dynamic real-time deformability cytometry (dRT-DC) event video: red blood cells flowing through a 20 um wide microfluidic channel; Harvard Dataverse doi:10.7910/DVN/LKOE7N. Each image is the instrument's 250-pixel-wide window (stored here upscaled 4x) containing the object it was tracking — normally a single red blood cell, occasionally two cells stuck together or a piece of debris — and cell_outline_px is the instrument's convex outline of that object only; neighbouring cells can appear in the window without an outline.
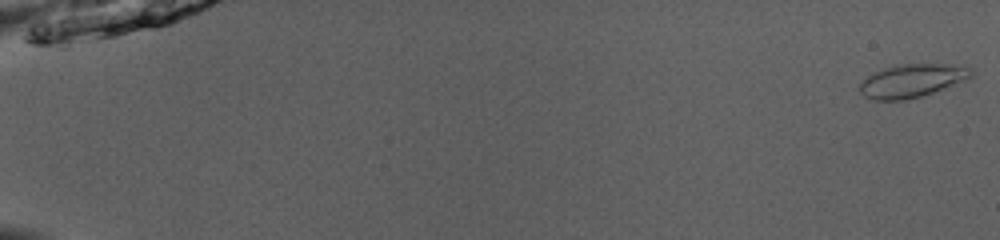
{"species": "common noctule bat (a hibernating species)", "species_latin": "Nyctalus noctula", "temperature_condition": "room temperature", "stored_images_in_passage": 52, "camera_frame_rate_fps": 3000, "um_per_image_px": 0.085, "animal": {"sex": "male", "body_mass_g": 13.0, "forearm_length_mm": 53.1}, "frame": {"image": 1, "passage_image": 1, "time_ms": 0.0, "image_size_px": [1000, 240], "cell_outline_px": [[972, 76], [968, 80], [920, 96], [904, 100], [876, 100], [864, 96], [860, 92], [860, 84], [868, 76], [884, 68], [896, 64], [944, 64], [972, 68]], "centroid_in_image_um": [77.53, 6.86], "position_along_channel_um": 7.5, "area_um2": 21.33}}
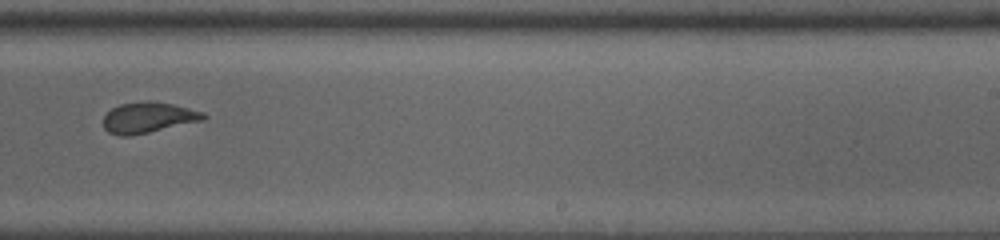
{"frame": {"image": 2, "passage_image": 35, "time_ms": 11.333, "image_size_px": [1000, 240], "cell_outline_px": [[208, 116], [204, 120], [148, 132], [128, 136], [120, 136], [108, 132], [104, 128], [104, 116], [112, 108], [120, 104], [148, 100], [172, 104], [204, 112]], "centroid_in_image_um": [12.6, 9.98], "position_along_channel_um": 276.4, "area_um2": 17.8}}
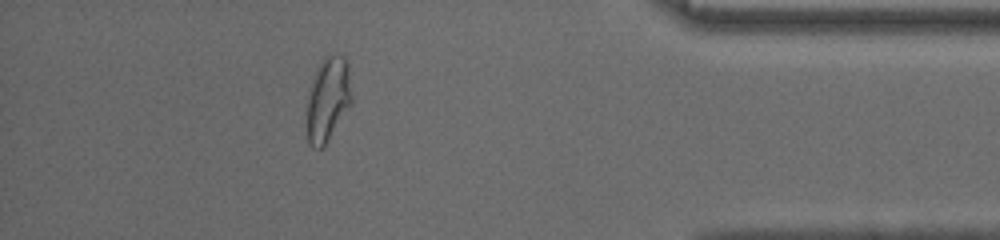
{"frame": {"image": 3, "passage_image": 47, "time_ms": 15.333, "image_size_px": [1000, 240], "cell_outline_px": [[352, 104], [324, 148], [312, 148], [308, 144], [308, 88], [316, 68], [324, 56], [344, 56], [348, 64], [352, 96]], "centroid_in_image_um": [27.88, 8.45], "position_along_channel_um": 407.3, "area_um2": 22.31}, "authors_computed_cell_mechanics": {"area_um2": 19.4208, "velocity_mm_per_s": 4.0227, "shape_relaxation_time_tau1_ms": 7.5071, "shape_relaxation_time_tau2_ms": null, "deformation_change_tau1": 0.2067, "deformation_change_tau2": null}}